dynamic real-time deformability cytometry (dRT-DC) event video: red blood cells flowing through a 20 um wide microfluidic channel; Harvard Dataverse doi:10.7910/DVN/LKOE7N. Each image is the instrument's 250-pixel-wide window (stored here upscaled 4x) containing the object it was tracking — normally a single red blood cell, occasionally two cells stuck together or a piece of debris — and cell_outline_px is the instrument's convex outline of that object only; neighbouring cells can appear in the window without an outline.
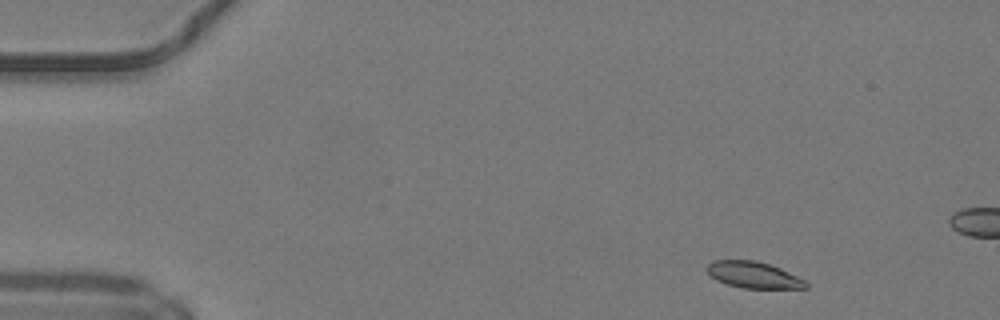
{"species": "common noctule bat (a hibernating species)", "species_latin": "Nyctalus noctula", "temperature_condition": "warm", "stored_images_in_passage": 11, "camera_frame_rate_fps": 3000, "um_per_image_px": 0.085, "animal": {"sex": "male", "body_mass_g": 19.2, "forearm_length_mm": 51.8}, "frame": {"image": 1, "passage_image": 2, "time_ms": 0.333, "image_size_px": [1000, 320], "cell_outline_px": [[808, 288], [740, 288], [716, 280], [704, 268], [712, 260], [756, 260], [780, 268], [804, 280], [808, 284]], "centroid_in_image_um": [64.01, 23.36], "position_along_channel_um": 21.0, "area_um2": 15.14}}